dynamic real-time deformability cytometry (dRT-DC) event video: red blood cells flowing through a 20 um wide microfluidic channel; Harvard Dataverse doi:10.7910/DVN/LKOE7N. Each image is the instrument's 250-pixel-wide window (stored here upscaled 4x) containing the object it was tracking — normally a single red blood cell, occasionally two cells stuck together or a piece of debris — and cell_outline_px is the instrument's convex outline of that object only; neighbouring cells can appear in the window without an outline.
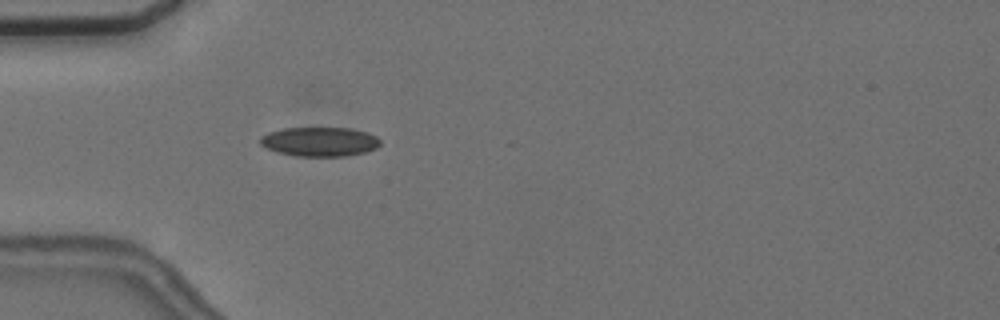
{"species": "common noctule bat (a hibernating species)", "species_latin": "Nyctalus noctula", "temperature_condition": "cold", "stored_images_in_passage": 2, "camera_frame_rate_fps": 3000, "um_per_image_px": 0.085, "animal": {"sex": "female", "body_mass_g": 24.6, "forearm_length_mm": 56.2}, "frame": {"image": 1, "passage_image": 2, "time_ms": 1.333, "image_size_px": [1000, 320], "cell_outline_px": [[380, 144], [376, 148], [364, 152], [344, 156], [296, 156], [276, 152], [260, 144], [260, 136], [268, 132], [284, 128], [352, 128], [368, 132], [376, 136], [380, 140]], "centroid_in_image_um": [27.17, 12.03], "position_along_channel_um": 57.8, "area_um2": 20.52}}